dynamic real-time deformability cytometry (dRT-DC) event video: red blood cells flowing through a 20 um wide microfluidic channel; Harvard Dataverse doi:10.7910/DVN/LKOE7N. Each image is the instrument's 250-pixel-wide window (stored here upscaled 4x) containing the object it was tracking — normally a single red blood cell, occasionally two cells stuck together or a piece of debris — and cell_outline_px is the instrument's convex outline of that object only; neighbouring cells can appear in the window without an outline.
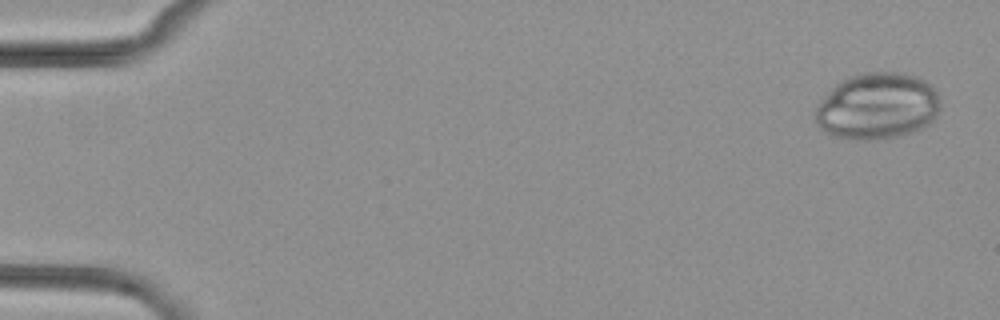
{"species": "common noctule bat (a hibernating species)", "species_latin": "Nyctalus noctula", "temperature_condition": "cold", "stored_images_in_passage": 5, "camera_frame_rate_fps": 3000, "um_per_image_px": 0.085, "animal": {"sex": "female", "body_mass_g": 29.2, "forearm_length_mm": 56.3}, "frame": {"image": 1, "passage_image": 1, "time_ms": 0.0, "image_size_px": [1000, 320], "cell_outline_px": [[940, 108], [936, 116], [928, 124], [916, 132], [900, 136], [868, 140], [860, 140], [832, 136], [820, 128], [816, 120], [816, 104], [836, 84], [852, 76], [864, 72], [896, 72], [916, 76], [924, 80], [936, 88]], "centroid_in_image_um": [74.59, 9.03], "position_along_channel_um": 10.4, "area_um2": 48.49}}